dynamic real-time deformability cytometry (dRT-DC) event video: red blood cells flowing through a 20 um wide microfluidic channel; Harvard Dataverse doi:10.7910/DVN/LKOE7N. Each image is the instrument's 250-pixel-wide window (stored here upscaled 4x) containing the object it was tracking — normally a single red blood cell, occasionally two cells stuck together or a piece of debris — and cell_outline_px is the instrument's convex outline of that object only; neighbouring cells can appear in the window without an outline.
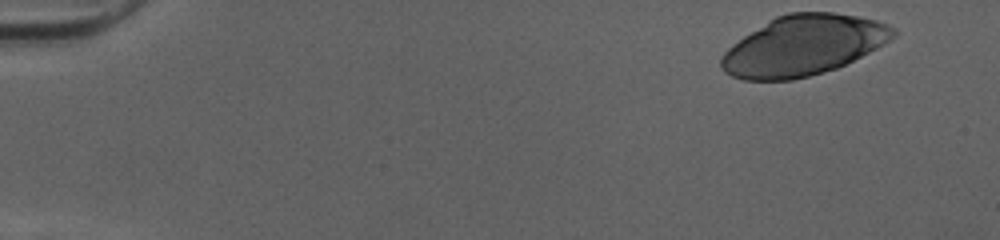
{"species": "human", "species_latin": "Homo sapiens", "temperature_condition": "cold", "stored_images_in_passage": 48, "camera_frame_rate_fps": 3000, "um_per_image_px": 0.085, "donor": {"sex": "female"}, "frame": {"image": 1, "passage_image": 1, "time_ms": 0.0, "image_size_px": [1000, 240], "cell_outline_px": [[900, 32], [896, 36], [884, 44], [836, 68], [824, 72], [792, 80], [744, 80], [732, 76], [724, 72], [720, 68], [720, 56], [728, 48], [744, 36], [776, 16], [788, 12], [832, 12], [856, 16], [876, 20], [888, 24], [896, 28]], "centroid_in_image_um": [68.29, 3.86], "position_along_channel_um": 16.7, "area_um2": 60.11}}